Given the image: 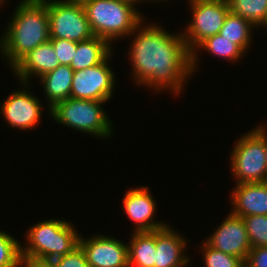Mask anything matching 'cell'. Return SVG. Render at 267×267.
<instances>
[{
  "label": "cell",
  "mask_w": 267,
  "mask_h": 267,
  "mask_svg": "<svg viewBox=\"0 0 267 267\" xmlns=\"http://www.w3.org/2000/svg\"><path fill=\"white\" fill-rule=\"evenodd\" d=\"M143 22L130 34H138L128 53L134 80L137 85L144 84L156 91L167 89L178 95L193 73L192 52L182 33H168L157 24L145 26Z\"/></svg>",
  "instance_id": "obj_1"
},
{
  "label": "cell",
  "mask_w": 267,
  "mask_h": 267,
  "mask_svg": "<svg viewBox=\"0 0 267 267\" xmlns=\"http://www.w3.org/2000/svg\"><path fill=\"white\" fill-rule=\"evenodd\" d=\"M11 20L0 39V51L13 68L30 51L50 40L46 0H22Z\"/></svg>",
  "instance_id": "obj_2"
},
{
  "label": "cell",
  "mask_w": 267,
  "mask_h": 267,
  "mask_svg": "<svg viewBox=\"0 0 267 267\" xmlns=\"http://www.w3.org/2000/svg\"><path fill=\"white\" fill-rule=\"evenodd\" d=\"M94 36L111 41L129 36L143 21L128 0H90L83 4Z\"/></svg>",
  "instance_id": "obj_3"
},
{
  "label": "cell",
  "mask_w": 267,
  "mask_h": 267,
  "mask_svg": "<svg viewBox=\"0 0 267 267\" xmlns=\"http://www.w3.org/2000/svg\"><path fill=\"white\" fill-rule=\"evenodd\" d=\"M65 220H43L27 231L26 248L21 247L22 258L52 261L72 252L79 246L80 235Z\"/></svg>",
  "instance_id": "obj_4"
},
{
  "label": "cell",
  "mask_w": 267,
  "mask_h": 267,
  "mask_svg": "<svg viewBox=\"0 0 267 267\" xmlns=\"http://www.w3.org/2000/svg\"><path fill=\"white\" fill-rule=\"evenodd\" d=\"M105 102L69 97L50 109L57 123L100 138L112 135V124L101 106Z\"/></svg>",
  "instance_id": "obj_5"
},
{
  "label": "cell",
  "mask_w": 267,
  "mask_h": 267,
  "mask_svg": "<svg viewBox=\"0 0 267 267\" xmlns=\"http://www.w3.org/2000/svg\"><path fill=\"white\" fill-rule=\"evenodd\" d=\"M231 169L236 184L263 182L267 176V155L263 138L252 129L235 143Z\"/></svg>",
  "instance_id": "obj_6"
},
{
  "label": "cell",
  "mask_w": 267,
  "mask_h": 267,
  "mask_svg": "<svg viewBox=\"0 0 267 267\" xmlns=\"http://www.w3.org/2000/svg\"><path fill=\"white\" fill-rule=\"evenodd\" d=\"M46 7L50 38L81 42L94 36L83 4L46 0Z\"/></svg>",
  "instance_id": "obj_7"
},
{
  "label": "cell",
  "mask_w": 267,
  "mask_h": 267,
  "mask_svg": "<svg viewBox=\"0 0 267 267\" xmlns=\"http://www.w3.org/2000/svg\"><path fill=\"white\" fill-rule=\"evenodd\" d=\"M191 5L192 21L182 33L188 49L196 47L210 36L219 33L230 12L226 0H188Z\"/></svg>",
  "instance_id": "obj_8"
},
{
  "label": "cell",
  "mask_w": 267,
  "mask_h": 267,
  "mask_svg": "<svg viewBox=\"0 0 267 267\" xmlns=\"http://www.w3.org/2000/svg\"><path fill=\"white\" fill-rule=\"evenodd\" d=\"M100 64L74 71L70 97L107 102L115 89V74L108 65L109 57Z\"/></svg>",
  "instance_id": "obj_9"
},
{
  "label": "cell",
  "mask_w": 267,
  "mask_h": 267,
  "mask_svg": "<svg viewBox=\"0 0 267 267\" xmlns=\"http://www.w3.org/2000/svg\"><path fill=\"white\" fill-rule=\"evenodd\" d=\"M89 267H129L128 245L107 235L79 238Z\"/></svg>",
  "instance_id": "obj_10"
},
{
  "label": "cell",
  "mask_w": 267,
  "mask_h": 267,
  "mask_svg": "<svg viewBox=\"0 0 267 267\" xmlns=\"http://www.w3.org/2000/svg\"><path fill=\"white\" fill-rule=\"evenodd\" d=\"M205 242L210 247L238 257L244 262L252 248L242 217L233 213H229L220 227Z\"/></svg>",
  "instance_id": "obj_11"
},
{
  "label": "cell",
  "mask_w": 267,
  "mask_h": 267,
  "mask_svg": "<svg viewBox=\"0 0 267 267\" xmlns=\"http://www.w3.org/2000/svg\"><path fill=\"white\" fill-rule=\"evenodd\" d=\"M10 94L0 106L3 118L12 128L21 130L35 128L42 115L39 99L26 89Z\"/></svg>",
  "instance_id": "obj_12"
},
{
  "label": "cell",
  "mask_w": 267,
  "mask_h": 267,
  "mask_svg": "<svg viewBox=\"0 0 267 267\" xmlns=\"http://www.w3.org/2000/svg\"><path fill=\"white\" fill-rule=\"evenodd\" d=\"M155 199L147 187L130 189L123 198V209L133 222L135 231H155L166 227L162 222L153 221L156 211Z\"/></svg>",
  "instance_id": "obj_13"
},
{
  "label": "cell",
  "mask_w": 267,
  "mask_h": 267,
  "mask_svg": "<svg viewBox=\"0 0 267 267\" xmlns=\"http://www.w3.org/2000/svg\"><path fill=\"white\" fill-rule=\"evenodd\" d=\"M167 226L155 230V262L154 267H185L190 259L185 256L186 240Z\"/></svg>",
  "instance_id": "obj_14"
},
{
  "label": "cell",
  "mask_w": 267,
  "mask_h": 267,
  "mask_svg": "<svg viewBox=\"0 0 267 267\" xmlns=\"http://www.w3.org/2000/svg\"><path fill=\"white\" fill-rule=\"evenodd\" d=\"M59 65L60 63L55 54L53 44L49 40L30 51L11 69L18 76L17 78H20L19 80L22 81V86H26L25 88L27 89L31 76L40 78L47 72L55 70Z\"/></svg>",
  "instance_id": "obj_15"
},
{
  "label": "cell",
  "mask_w": 267,
  "mask_h": 267,
  "mask_svg": "<svg viewBox=\"0 0 267 267\" xmlns=\"http://www.w3.org/2000/svg\"><path fill=\"white\" fill-rule=\"evenodd\" d=\"M231 195V213L240 217L267 215V189L262 182L238 183Z\"/></svg>",
  "instance_id": "obj_16"
},
{
  "label": "cell",
  "mask_w": 267,
  "mask_h": 267,
  "mask_svg": "<svg viewBox=\"0 0 267 267\" xmlns=\"http://www.w3.org/2000/svg\"><path fill=\"white\" fill-rule=\"evenodd\" d=\"M73 74L74 70L70 66L60 64L55 70L47 72L39 78L43 84L47 101H49V113L58 102L70 97Z\"/></svg>",
  "instance_id": "obj_17"
},
{
  "label": "cell",
  "mask_w": 267,
  "mask_h": 267,
  "mask_svg": "<svg viewBox=\"0 0 267 267\" xmlns=\"http://www.w3.org/2000/svg\"><path fill=\"white\" fill-rule=\"evenodd\" d=\"M110 43L97 36L89 40L76 42V53L70 67L74 71L83 70L102 63L111 53Z\"/></svg>",
  "instance_id": "obj_18"
},
{
  "label": "cell",
  "mask_w": 267,
  "mask_h": 267,
  "mask_svg": "<svg viewBox=\"0 0 267 267\" xmlns=\"http://www.w3.org/2000/svg\"><path fill=\"white\" fill-rule=\"evenodd\" d=\"M133 233L128 245L129 267H154L155 231H133Z\"/></svg>",
  "instance_id": "obj_19"
},
{
  "label": "cell",
  "mask_w": 267,
  "mask_h": 267,
  "mask_svg": "<svg viewBox=\"0 0 267 267\" xmlns=\"http://www.w3.org/2000/svg\"><path fill=\"white\" fill-rule=\"evenodd\" d=\"M198 48H200V50L205 49L207 52L209 51L210 54L212 53L232 62L239 60L245 53L237 44L232 42V40H228L220 34L210 36L202 41L192 52V71H195L196 66H198L196 64L199 60L197 53L199 52Z\"/></svg>",
  "instance_id": "obj_20"
},
{
  "label": "cell",
  "mask_w": 267,
  "mask_h": 267,
  "mask_svg": "<svg viewBox=\"0 0 267 267\" xmlns=\"http://www.w3.org/2000/svg\"><path fill=\"white\" fill-rule=\"evenodd\" d=\"M253 28H255L254 25L248 20L229 12L218 34L228 40H232L246 54V50L251 43V31Z\"/></svg>",
  "instance_id": "obj_21"
},
{
  "label": "cell",
  "mask_w": 267,
  "mask_h": 267,
  "mask_svg": "<svg viewBox=\"0 0 267 267\" xmlns=\"http://www.w3.org/2000/svg\"><path fill=\"white\" fill-rule=\"evenodd\" d=\"M230 12L260 27L267 14V0H226Z\"/></svg>",
  "instance_id": "obj_22"
},
{
  "label": "cell",
  "mask_w": 267,
  "mask_h": 267,
  "mask_svg": "<svg viewBox=\"0 0 267 267\" xmlns=\"http://www.w3.org/2000/svg\"><path fill=\"white\" fill-rule=\"evenodd\" d=\"M20 242L0 231V267H20L22 254Z\"/></svg>",
  "instance_id": "obj_23"
},
{
  "label": "cell",
  "mask_w": 267,
  "mask_h": 267,
  "mask_svg": "<svg viewBox=\"0 0 267 267\" xmlns=\"http://www.w3.org/2000/svg\"><path fill=\"white\" fill-rule=\"evenodd\" d=\"M252 248L267 246V215L242 217Z\"/></svg>",
  "instance_id": "obj_24"
},
{
  "label": "cell",
  "mask_w": 267,
  "mask_h": 267,
  "mask_svg": "<svg viewBox=\"0 0 267 267\" xmlns=\"http://www.w3.org/2000/svg\"><path fill=\"white\" fill-rule=\"evenodd\" d=\"M204 253L205 267H245L244 261L238 257L226 254L210 247L203 242L201 247Z\"/></svg>",
  "instance_id": "obj_25"
},
{
  "label": "cell",
  "mask_w": 267,
  "mask_h": 267,
  "mask_svg": "<svg viewBox=\"0 0 267 267\" xmlns=\"http://www.w3.org/2000/svg\"><path fill=\"white\" fill-rule=\"evenodd\" d=\"M58 61L61 65L70 66L76 53V42L66 39L50 38Z\"/></svg>",
  "instance_id": "obj_26"
},
{
  "label": "cell",
  "mask_w": 267,
  "mask_h": 267,
  "mask_svg": "<svg viewBox=\"0 0 267 267\" xmlns=\"http://www.w3.org/2000/svg\"><path fill=\"white\" fill-rule=\"evenodd\" d=\"M54 267H89L84 251L80 246L72 252L52 260Z\"/></svg>",
  "instance_id": "obj_27"
},
{
  "label": "cell",
  "mask_w": 267,
  "mask_h": 267,
  "mask_svg": "<svg viewBox=\"0 0 267 267\" xmlns=\"http://www.w3.org/2000/svg\"><path fill=\"white\" fill-rule=\"evenodd\" d=\"M244 265L245 267H267V246L251 248Z\"/></svg>",
  "instance_id": "obj_28"
},
{
  "label": "cell",
  "mask_w": 267,
  "mask_h": 267,
  "mask_svg": "<svg viewBox=\"0 0 267 267\" xmlns=\"http://www.w3.org/2000/svg\"><path fill=\"white\" fill-rule=\"evenodd\" d=\"M54 267L52 261L22 258L20 267Z\"/></svg>",
  "instance_id": "obj_29"
},
{
  "label": "cell",
  "mask_w": 267,
  "mask_h": 267,
  "mask_svg": "<svg viewBox=\"0 0 267 267\" xmlns=\"http://www.w3.org/2000/svg\"><path fill=\"white\" fill-rule=\"evenodd\" d=\"M264 140V147L266 150V155H267V132L265 131V127L263 126H257L254 129Z\"/></svg>",
  "instance_id": "obj_30"
},
{
  "label": "cell",
  "mask_w": 267,
  "mask_h": 267,
  "mask_svg": "<svg viewBox=\"0 0 267 267\" xmlns=\"http://www.w3.org/2000/svg\"><path fill=\"white\" fill-rule=\"evenodd\" d=\"M61 1L70 2V3L84 4L85 2L90 1V0H61Z\"/></svg>",
  "instance_id": "obj_31"
},
{
  "label": "cell",
  "mask_w": 267,
  "mask_h": 267,
  "mask_svg": "<svg viewBox=\"0 0 267 267\" xmlns=\"http://www.w3.org/2000/svg\"><path fill=\"white\" fill-rule=\"evenodd\" d=\"M261 26H263V28L265 27L267 29V14H266L265 20Z\"/></svg>",
  "instance_id": "obj_32"
},
{
  "label": "cell",
  "mask_w": 267,
  "mask_h": 267,
  "mask_svg": "<svg viewBox=\"0 0 267 267\" xmlns=\"http://www.w3.org/2000/svg\"><path fill=\"white\" fill-rule=\"evenodd\" d=\"M128 1H130V2H132V3H134V4H136L137 2H138V3L143 2V0H128Z\"/></svg>",
  "instance_id": "obj_33"
},
{
  "label": "cell",
  "mask_w": 267,
  "mask_h": 267,
  "mask_svg": "<svg viewBox=\"0 0 267 267\" xmlns=\"http://www.w3.org/2000/svg\"><path fill=\"white\" fill-rule=\"evenodd\" d=\"M263 184H264V186L266 187V189H267V176L264 178V180H263V182H262Z\"/></svg>",
  "instance_id": "obj_34"
},
{
  "label": "cell",
  "mask_w": 267,
  "mask_h": 267,
  "mask_svg": "<svg viewBox=\"0 0 267 267\" xmlns=\"http://www.w3.org/2000/svg\"><path fill=\"white\" fill-rule=\"evenodd\" d=\"M4 1H5V0H0V6L3 5Z\"/></svg>",
  "instance_id": "obj_35"
}]
</instances>
